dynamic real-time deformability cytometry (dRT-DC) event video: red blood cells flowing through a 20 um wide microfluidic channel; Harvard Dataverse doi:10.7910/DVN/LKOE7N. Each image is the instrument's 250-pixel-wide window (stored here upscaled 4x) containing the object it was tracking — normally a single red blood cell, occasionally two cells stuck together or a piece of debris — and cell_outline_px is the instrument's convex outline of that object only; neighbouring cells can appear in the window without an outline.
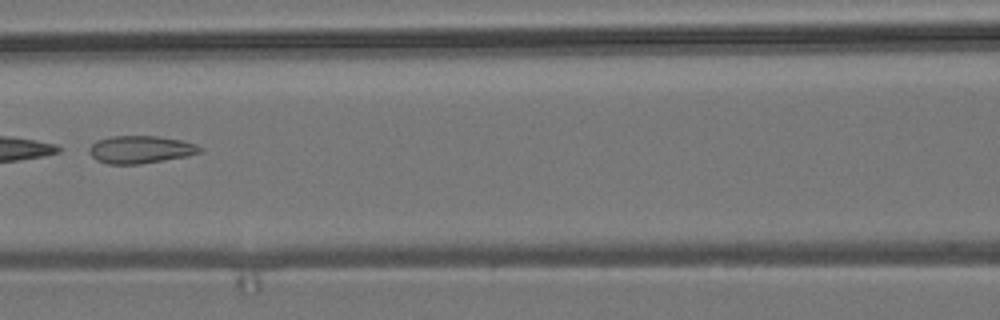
{"species": "common noctule bat (a hibernating species)", "species_latin": "Nyctalus noctula", "temperature_condition": "room temperature", "stored_images_in_passage": 6, "camera_frame_rate_fps": 3000, "um_per_image_px": 0.085, "animal": {"sex": "male", "body_mass_g": 19.2, "forearm_length_mm": 51.8}, "frame": {"image": 1, "passage_image": 6, "time_ms": 1.667, "image_size_px": [1000, 320], "cell_outline_px": [[204, 152], [188, 156], [140, 164], [108, 164], [96, 160], [88, 152], [88, 148], [96, 140], [112, 136], [156, 136], [184, 140], [196, 144], [204, 148]], "centroid_in_image_um": [11.98, 12.71], "position_along_channel_um": 154.6, "area_um2": 18.09}}